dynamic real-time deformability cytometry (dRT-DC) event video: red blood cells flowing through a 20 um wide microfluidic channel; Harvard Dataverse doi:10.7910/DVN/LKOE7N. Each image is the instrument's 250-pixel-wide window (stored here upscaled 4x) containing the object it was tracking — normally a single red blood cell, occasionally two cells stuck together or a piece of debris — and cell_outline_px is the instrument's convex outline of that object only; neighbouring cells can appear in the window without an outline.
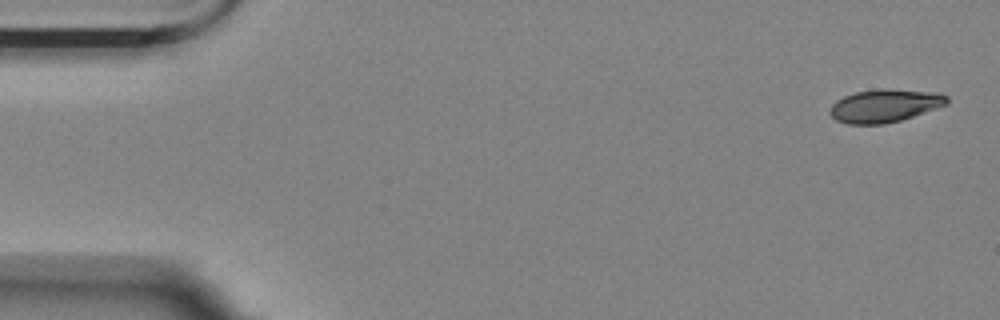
{"species": "Egyptian fruit bat (a non-hibernating species)", "species_latin": "Rousettus aegyptiacus", "temperature_condition": "room temperature", "stored_images_in_passage": 5, "camera_frame_rate_fps": 3000, "um_per_image_px": 0.085, "animal": {"sex": "female"}, "frame": {"image": 1, "passage_image": 1, "time_ms": 0.0, "image_size_px": [1000, 320], "cell_outline_px": [[948, 104], [900, 120], [884, 124], [848, 124], [836, 120], [828, 112], [828, 108], [836, 100], [844, 96], [856, 92], [884, 88], [940, 92], [948, 96]], "centroid_in_image_um": [75.19, 8.97], "position_along_channel_um": 9.8, "area_um2": 22.6}}
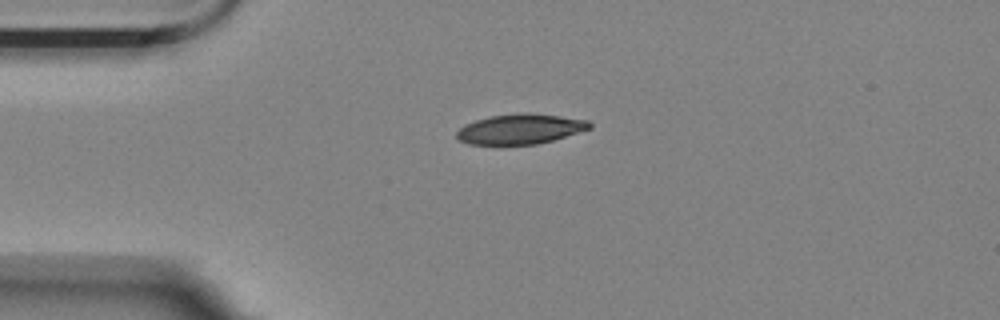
{"frame": {"image": 2, "passage_image": 4, "time_ms": 1.0, "image_size_px": [1000, 320], "cell_outline_px": [[592, 128], [552, 140], [536, 144], [496, 148], [468, 144], [460, 140], [456, 136], [456, 132], [464, 124], [476, 120], [492, 116], [528, 112], [560, 116], [588, 120], [592, 124]], "centroid_in_image_um": [44.16, 11.02], "position_along_channel_um": 40.8, "area_um2": 24.04}}